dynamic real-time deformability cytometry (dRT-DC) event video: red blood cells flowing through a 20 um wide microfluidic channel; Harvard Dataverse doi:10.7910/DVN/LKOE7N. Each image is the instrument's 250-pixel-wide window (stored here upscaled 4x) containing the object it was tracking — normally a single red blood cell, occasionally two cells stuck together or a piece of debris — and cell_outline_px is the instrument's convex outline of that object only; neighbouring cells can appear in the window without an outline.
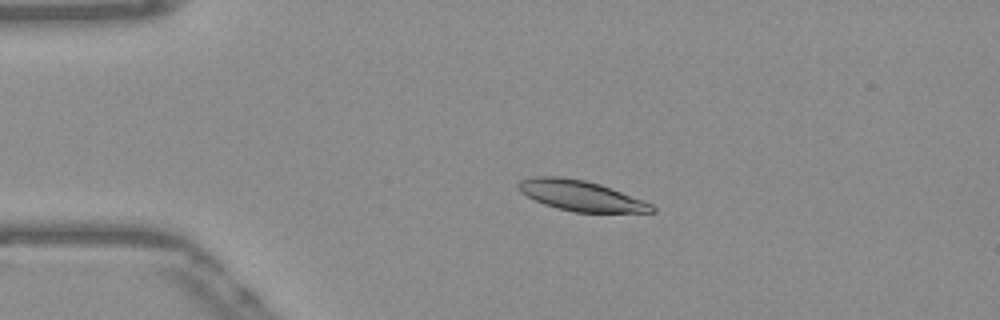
{"species": "Egyptian fruit bat (a non-hibernating species)", "species_latin": "Rousettus aegyptiacus", "temperature_condition": "warm", "stored_images_in_passage": 42, "camera_frame_rate_fps": 3000, "um_per_image_px": 0.085, "frame": {"image": 1, "passage_image": 1, "time_ms": 0.0, "image_size_px": [1000, 320], "cell_outline_px": [[656, 212], [572, 212], [556, 208], [544, 204], [520, 192], [516, 184], [520, 180], [532, 176], [560, 176], [584, 180], [600, 184], [612, 188], [652, 204], [656, 208]], "centroid_in_image_um": [49.34, 16.62], "position_along_channel_um": 35.7, "area_um2": 23.64}}
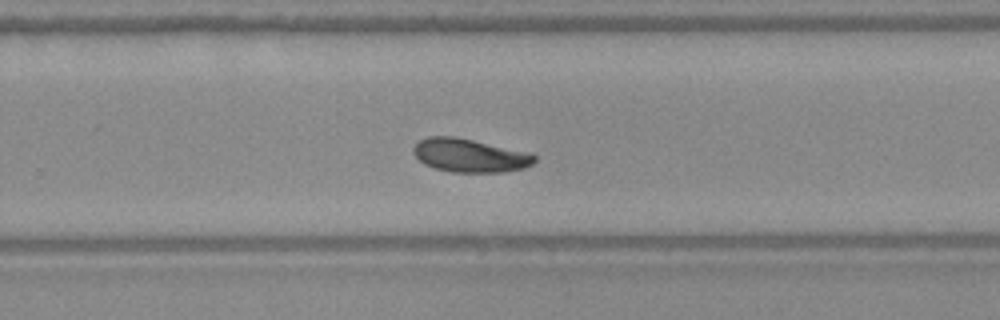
{"frame": {"image": 2, "passage_image": 24, "time_ms": 7.667, "image_size_px": [1000, 320], "cell_outline_px": [[536, 160], [532, 164], [524, 168], [500, 172], [452, 172], [436, 168], [424, 164], [412, 152], [412, 148], [420, 140], [428, 136], [452, 136], [532, 152], [536, 156]], "centroid_in_image_um": [39.95, 13.21], "position_along_channel_um": 289.8, "area_um2": 23.58}}
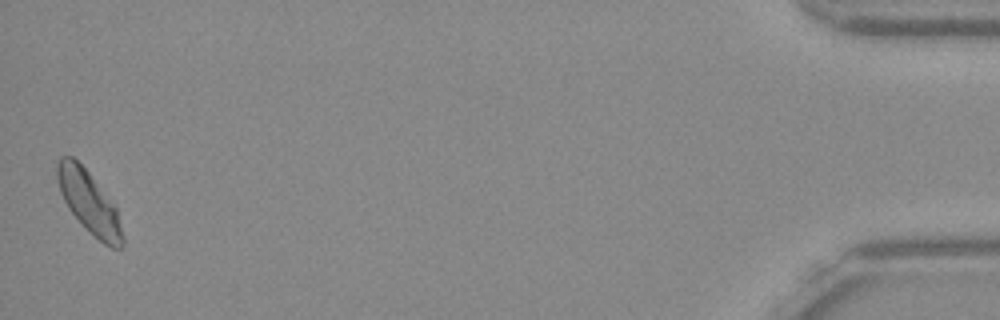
{"frame": {"image": 3, "passage_image": 42, "time_ms": 13.667, "image_size_px": [1000, 320], "cell_outline_px": [[124, 244], [120, 248], [112, 248], [104, 244], [68, 208], [60, 192], [56, 176], [56, 164], [60, 156], [72, 156], [88, 172], [116, 208], [124, 236]], "centroid_in_image_um": [7.56, 17.17], "position_along_channel_um": 427.6, "area_um2": 22.95}, "authors_computed_cell_mechanics": {"area_um2": 23.3223, "velocity_mm_per_s": 3.8278, "shape_relaxation_time_tau1_ms": 6.1547, "shape_relaxation_time_tau2_ms": null, "deformation_change_tau1": 0.1464, "deformation_change_tau2": null}}